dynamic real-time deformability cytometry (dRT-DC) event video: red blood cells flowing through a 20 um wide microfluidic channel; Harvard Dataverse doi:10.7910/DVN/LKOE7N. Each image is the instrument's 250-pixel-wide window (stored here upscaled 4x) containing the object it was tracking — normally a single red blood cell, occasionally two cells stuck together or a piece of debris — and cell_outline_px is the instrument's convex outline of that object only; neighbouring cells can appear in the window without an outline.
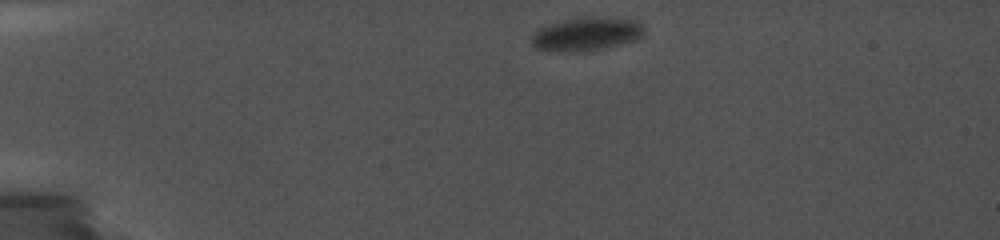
{"species": "common noctule bat (a hibernating species)", "species_latin": "Nyctalus noctula", "temperature_condition": "cold", "stored_images_in_passage": 29, "camera_frame_rate_fps": 5000, "um_per_image_px": 0.085, "animal": {"sex": "female", "body_mass_g": 19.0, "forearm_length_mm": 56.7}, "frame": {"image": 1, "passage_image": 1, "time_ms": 0.0, "image_size_px": [1000, 240], "cell_outline_px": [[644, 32], [636, 40], [604, 48], [576, 52], [536, 48], [532, 44], [532, 36], [540, 28], [552, 24], [580, 16], [636, 20], [644, 28]], "centroid_in_image_um": [49.88, 2.89], "position_along_channel_um": 35.1, "area_um2": 21.33}}
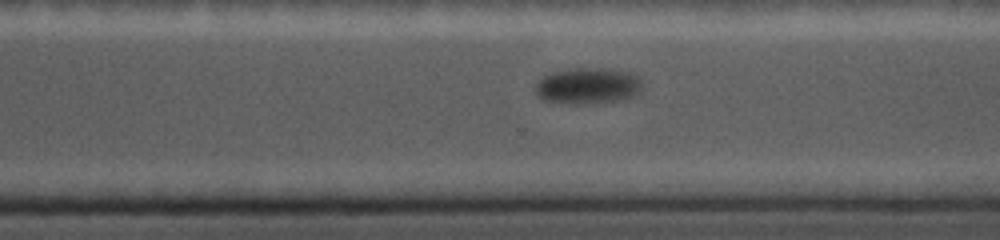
{"frame": {"image": 2, "passage_image": 21, "time_ms": 10.4, "image_size_px": [1000, 240], "cell_outline_px": [[640, 92], [636, 96], [616, 100], [580, 104], [572, 104], [540, 100], [536, 96], [536, 84], [544, 76], [552, 72], [580, 68], [600, 68], [628, 72], [640, 76]], "centroid_in_image_um": [49.95, 7.31], "position_along_channel_um": 320.7, "area_um2": 22.37}}
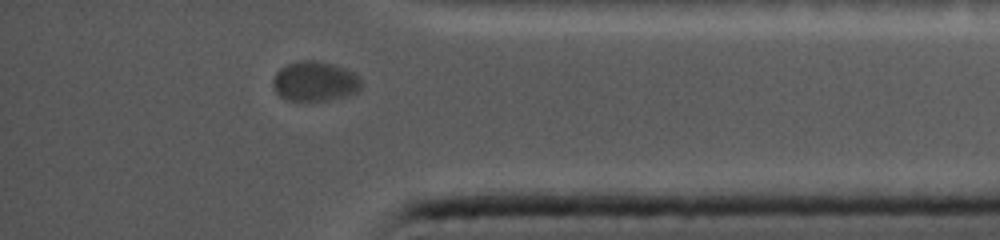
{"frame": {"image": 3, "passage_image": 26, "time_ms": 13.0, "image_size_px": [1000, 240], "cell_outline_px": [[364, 84], [356, 92], [348, 96], [328, 100], [288, 100], [280, 96], [276, 92], [272, 84], [272, 80], [276, 72], [280, 68], [288, 64], [300, 60], [320, 60], [356, 72], [360, 76]], "centroid_in_image_um": [26.8, 6.9], "position_along_channel_um": 408.4, "area_um2": 20.81}}